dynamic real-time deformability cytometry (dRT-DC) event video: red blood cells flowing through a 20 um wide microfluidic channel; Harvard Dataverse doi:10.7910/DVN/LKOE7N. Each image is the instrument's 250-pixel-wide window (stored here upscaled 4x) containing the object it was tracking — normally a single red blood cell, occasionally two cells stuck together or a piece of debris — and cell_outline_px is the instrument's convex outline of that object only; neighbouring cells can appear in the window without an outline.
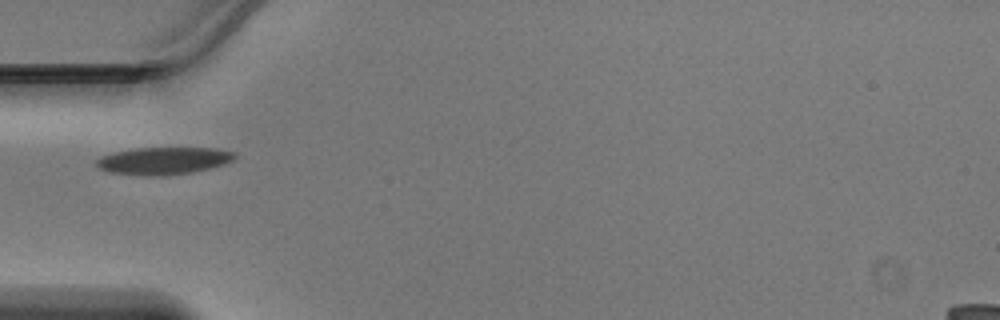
{"species": "Egyptian fruit bat (a non-hibernating species)", "species_latin": "Rousettus aegyptiacus", "temperature_condition": "warm", "stored_images_in_passage": 33, "camera_frame_rate_fps": 3000, "um_per_image_px": 0.085, "animal": {"sex": "male"}, "frame": {"image": 1, "passage_image": 1, "time_ms": 0.0, "image_size_px": [1000, 320], "cell_outline_px": [[236, 156], [232, 160], [224, 164], [192, 172], [168, 176], [144, 176], [108, 172], [100, 168], [96, 164], [96, 160], [100, 156], [116, 152], [136, 148], [216, 148], [236, 152]], "centroid_in_image_um": [13.9, 13.67], "position_along_channel_um": 71.1, "area_um2": 22.08}}
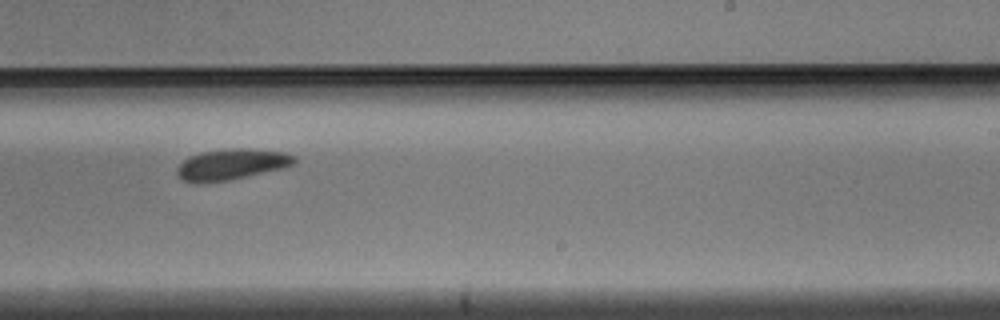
{"frame": {"image": 2, "passage_image": 15, "time_ms": 4.667, "image_size_px": [1000, 320], "cell_outline_px": [[296, 160], [292, 164], [284, 168], [248, 176], [228, 180], [200, 184], [192, 184], [184, 180], [176, 172], [176, 168], [188, 156], [200, 152], [236, 148], [248, 148], [284, 152], [296, 156]], "centroid_in_image_um": [19.66, 13.98], "position_along_channel_um": 269.3, "area_um2": 21.27}}
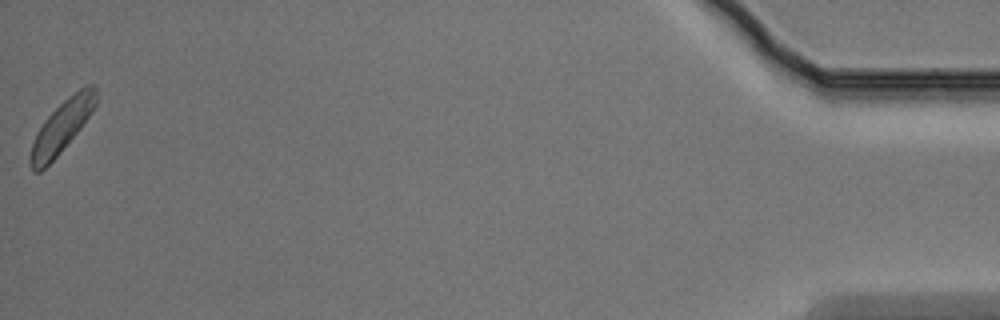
{"frame": {"image": 3, "passage_image": 33, "time_ms": 10.667, "image_size_px": [1000, 320], "cell_outline_px": [[96, 104], [92, 112], [80, 128], [56, 156], [40, 172], [32, 172], [28, 160], [32, 144], [44, 120], [68, 96], [84, 84], [92, 84], [96, 88]], "centroid_in_image_um": [5.25, 10.75], "position_along_channel_um": 430.0, "area_um2": 19.54}}